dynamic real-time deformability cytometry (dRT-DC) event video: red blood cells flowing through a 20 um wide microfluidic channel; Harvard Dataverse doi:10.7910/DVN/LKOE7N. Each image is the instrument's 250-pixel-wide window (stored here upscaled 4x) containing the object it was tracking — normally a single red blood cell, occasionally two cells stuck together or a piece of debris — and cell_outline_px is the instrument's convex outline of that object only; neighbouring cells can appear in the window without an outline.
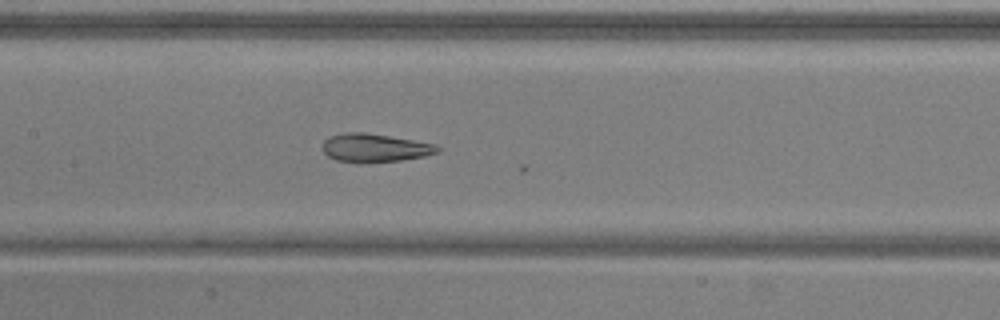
{"species": "common noctule bat (a hibernating species)", "species_latin": "Nyctalus noctula", "temperature_condition": "warm", "stored_images_in_passage": 25, "camera_frame_rate_fps": 3000, "um_per_image_px": 0.085, "animal": {"sex": "male", "body_mass_g": 20.5, "forearm_length_mm": 52.5}, "frame": {"image": 1, "passage_image": 24, "time_ms": 7.667, "image_size_px": [1000, 320], "cell_outline_px": [[440, 152], [424, 156], [400, 160], [336, 160], [328, 156], [320, 148], [320, 144], [328, 136], [344, 132], [364, 132], [436, 144], [440, 148]], "centroid_in_image_um": [31.82, 12.52], "position_along_channel_um": 175.6, "area_um2": 18.44}}